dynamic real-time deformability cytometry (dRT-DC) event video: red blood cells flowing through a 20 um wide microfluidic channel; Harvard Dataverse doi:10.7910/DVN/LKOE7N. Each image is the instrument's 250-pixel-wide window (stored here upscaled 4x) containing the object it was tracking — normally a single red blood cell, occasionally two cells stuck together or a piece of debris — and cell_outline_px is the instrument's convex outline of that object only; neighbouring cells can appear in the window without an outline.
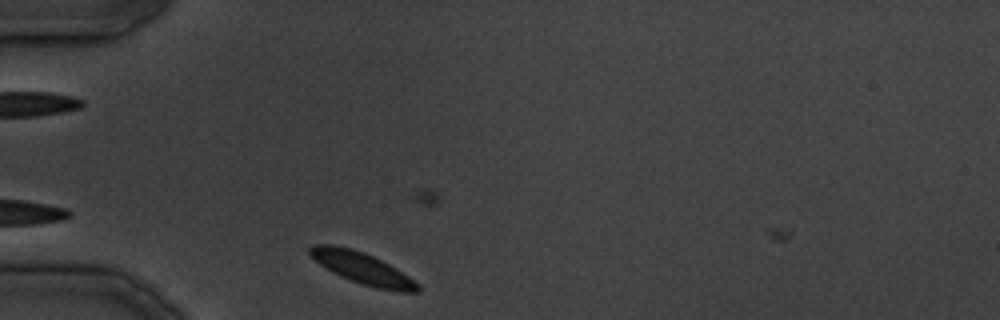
{"species": "common noctule bat (a hibernating species)", "species_latin": "Nyctalus noctula", "temperature_condition": "cold", "stored_images_in_passage": 6, "camera_frame_rate_fps": 3000, "um_per_image_px": 0.085, "animal": {"sex": "male", "body_mass_g": 19.5, "forearm_length_mm": 54.6}, "frame": {"image": 1, "passage_image": 5, "time_ms": 4.667, "image_size_px": [1000, 320], "cell_outline_px": [[420, 292], [400, 292], [376, 288], [352, 280], [320, 264], [308, 252], [308, 248], [312, 244], [332, 244], [352, 248], [364, 252], [396, 268], [420, 284]], "centroid_in_image_um": [30.84, 22.78], "position_along_channel_um": 54.2, "area_um2": 19.42}}